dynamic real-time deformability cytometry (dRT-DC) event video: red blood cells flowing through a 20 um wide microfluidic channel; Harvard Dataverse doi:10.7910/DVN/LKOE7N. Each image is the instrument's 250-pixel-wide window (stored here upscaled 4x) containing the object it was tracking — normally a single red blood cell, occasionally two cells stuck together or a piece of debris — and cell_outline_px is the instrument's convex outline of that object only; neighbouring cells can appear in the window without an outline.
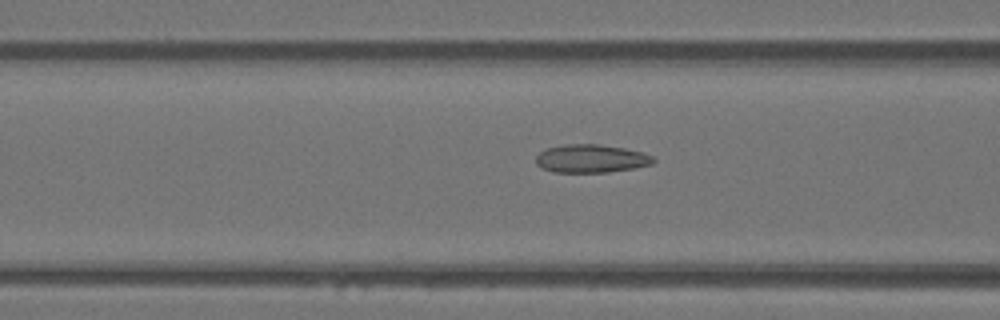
{"species": "Egyptian fruit bat (a non-hibernating species)", "species_latin": "Rousettus aegyptiacus", "temperature_condition": "warm", "stored_images_in_passage": 40, "camera_frame_rate_fps": 3000, "um_per_image_px": 0.085, "animal": {"sex": "female"}, "frame": {"image": 1, "passage_image": 20, "time_ms": 6.333, "image_size_px": [1000, 320], "cell_outline_px": [[656, 160], [652, 164], [636, 168], [608, 172], [552, 172], [540, 168], [536, 164], [536, 156], [540, 152], [548, 148], [564, 144], [600, 144], [624, 148], [640, 152], [652, 156]], "centroid_in_image_um": [50.23, 13.48], "position_along_channel_um": 116.4, "area_um2": 19.36}}
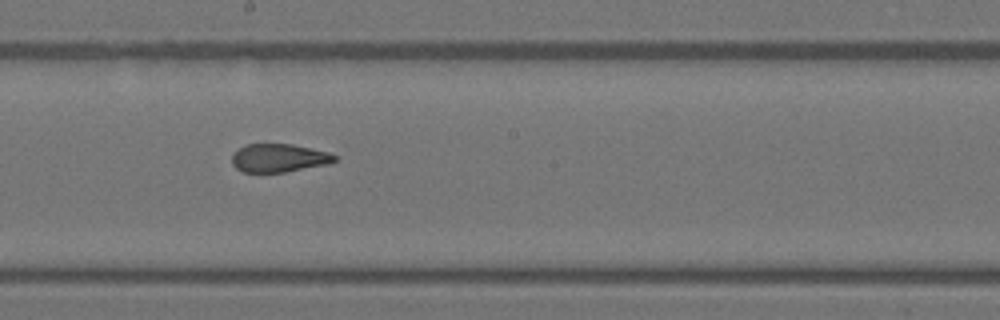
{"frame": {"image": 2, "passage_image": 28, "time_ms": 9.0, "image_size_px": [1000, 320], "cell_outline_px": [[340, 156], [336, 160], [328, 164], [284, 172], [244, 172], [236, 168], [232, 164], [232, 152], [248, 144], [292, 144], [328, 152]], "centroid_in_image_um": [23.71, 13.43], "position_along_channel_um": 224.5, "area_um2": 16.94}}
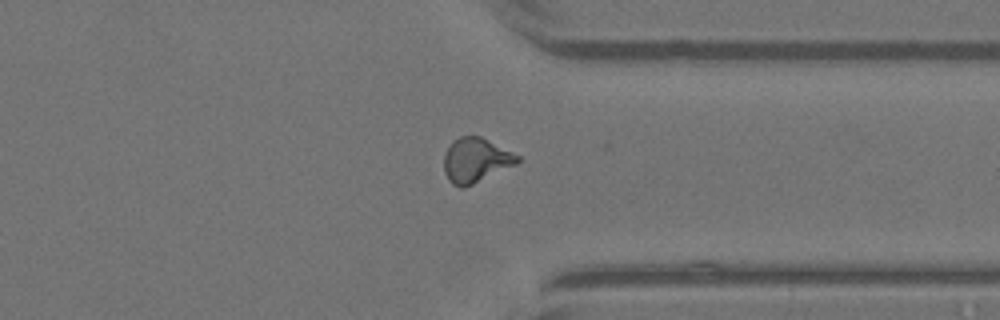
{"frame": {"image": 3, "passage_image": 39, "time_ms": 12.667, "image_size_px": [1000, 320], "cell_outline_px": [[520, 160], [516, 164], [464, 188], [460, 188], [452, 184], [448, 180], [444, 172], [444, 156], [452, 140], [460, 136], [480, 136], [520, 156]], "centroid_in_image_um": [40.41, 13.62], "position_along_channel_um": 371.0, "area_um2": 18.96}}